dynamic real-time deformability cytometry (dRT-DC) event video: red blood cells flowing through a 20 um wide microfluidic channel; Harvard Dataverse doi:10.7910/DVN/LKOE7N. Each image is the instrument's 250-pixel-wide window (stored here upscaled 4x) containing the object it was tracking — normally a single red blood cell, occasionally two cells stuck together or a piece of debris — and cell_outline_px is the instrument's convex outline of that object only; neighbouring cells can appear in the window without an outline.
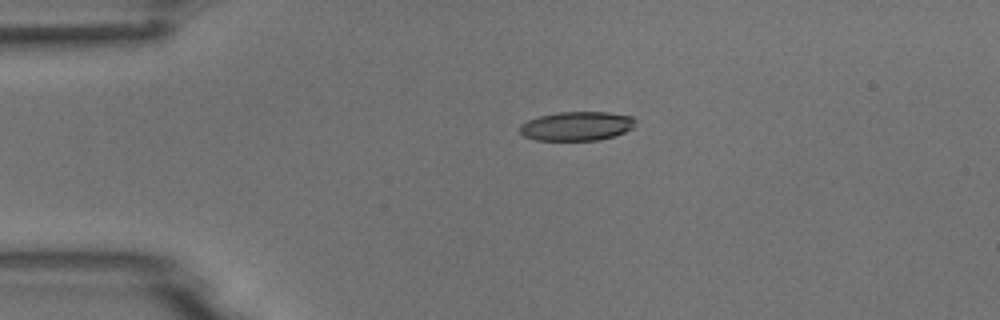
{"species": "common noctule bat (a hibernating species)", "species_latin": "Nyctalus noctula", "temperature_condition": "room temperature", "stored_images_in_passage": 2, "camera_frame_rate_fps": 3000, "um_per_image_px": 0.085, "animal": {"sex": "male", "body_mass_g": 18.8}, "frame": {"image": 1, "passage_image": 1, "time_ms": 0.0, "image_size_px": [1000, 320], "cell_outline_px": [[636, 120], [632, 128], [624, 132], [600, 140], [536, 140], [524, 136], [520, 132], [520, 124], [528, 120], [540, 116], [560, 112], [608, 112], [632, 116]], "centroid_in_image_um": [49.02, 10.71], "position_along_channel_um": 36.0, "area_um2": 19.48}}